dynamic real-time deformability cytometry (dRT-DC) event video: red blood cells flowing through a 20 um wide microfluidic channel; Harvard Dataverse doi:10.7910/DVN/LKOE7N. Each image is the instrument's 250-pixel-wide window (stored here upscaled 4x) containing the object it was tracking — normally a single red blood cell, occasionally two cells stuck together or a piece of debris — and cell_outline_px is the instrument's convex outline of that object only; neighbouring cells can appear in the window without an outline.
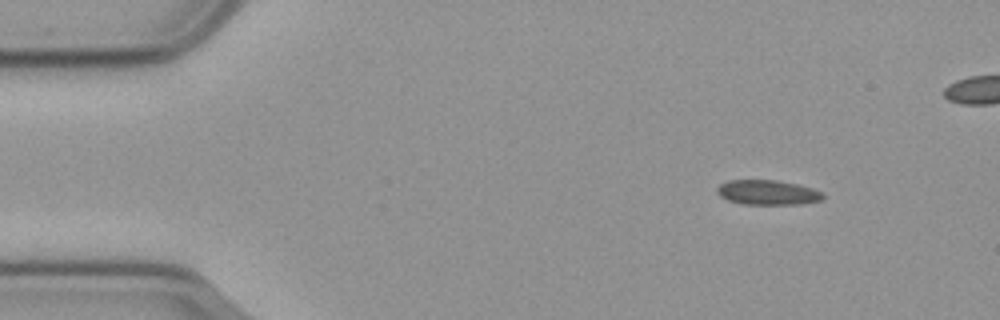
{"species": "common noctule bat (a hibernating species)", "species_latin": "Nyctalus noctula", "temperature_condition": "cold", "stored_images_in_passage": 52, "camera_frame_rate_fps": 3000, "um_per_image_px": 0.085, "animal": {"sex": "male", "body_mass_g": 23.1, "forearm_length_mm": 52.7}, "frame": {"image": 1, "passage_image": 1, "time_ms": 0.0, "image_size_px": [1000, 320], "cell_outline_px": [[824, 196], [820, 200], [800, 204], [744, 204], [728, 200], [720, 196], [716, 192], [716, 188], [720, 184], [728, 180], [776, 180], [796, 184], [812, 188], [824, 192]], "centroid_in_image_um": [65.23, 16.35], "position_along_channel_um": 19.8, "area_um2": 15.26}}
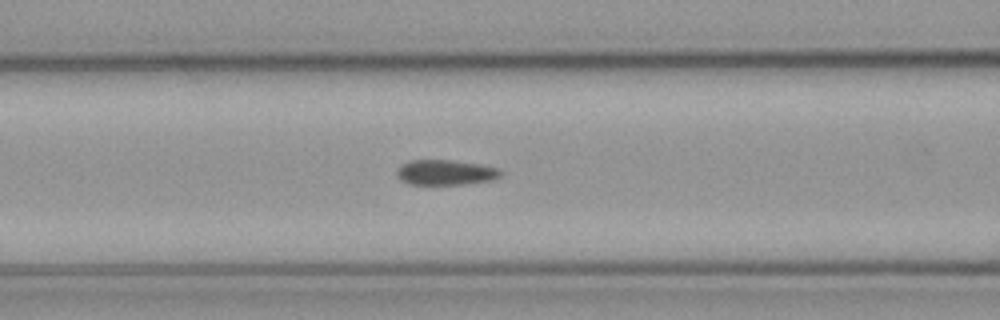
{"frame": {"image": 2, "passage_image": 17, "time_ms": 5.333, "image_size_px": [1000, 320], "cell_outline_px": [[504, 172], [500, 176], [492, 180], [464, 184], [408, 184], [400, 180], [396, 176], [396, 168], [400, 164], [408, 160], [452, 160], [480, 164], [500, 168]], "centroid_in_image_um": [37.84, 14.65], "position_along_channel_um": 128.8, "area_um2": 15.55}}
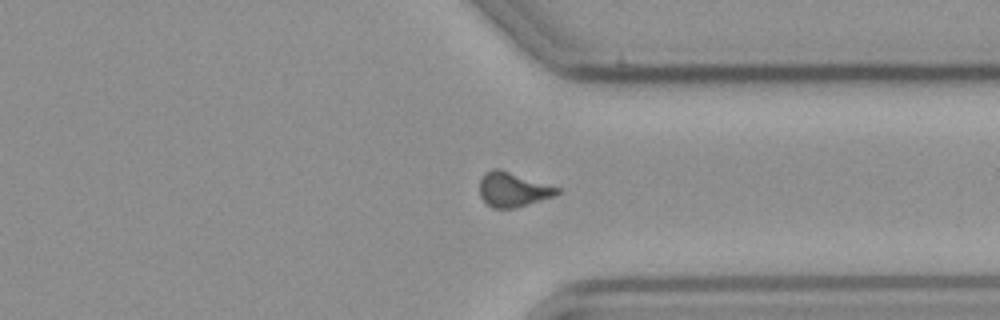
{"frame": {"image": 3, "passage_image": 37, "time_ms": 12.0, "image_size_px": [1000, 320], "cell_outline_px": [[560, 192], [556, 196], [516, 208], [492, 208], [480, 196], [480, 180], [484, 172], [492, 168], [500, 168], [560, 188]], "centroid_in_image_um": [43.61, 16.1], "position_along_channel_um": 367.8, "area_um2": 15.78}}